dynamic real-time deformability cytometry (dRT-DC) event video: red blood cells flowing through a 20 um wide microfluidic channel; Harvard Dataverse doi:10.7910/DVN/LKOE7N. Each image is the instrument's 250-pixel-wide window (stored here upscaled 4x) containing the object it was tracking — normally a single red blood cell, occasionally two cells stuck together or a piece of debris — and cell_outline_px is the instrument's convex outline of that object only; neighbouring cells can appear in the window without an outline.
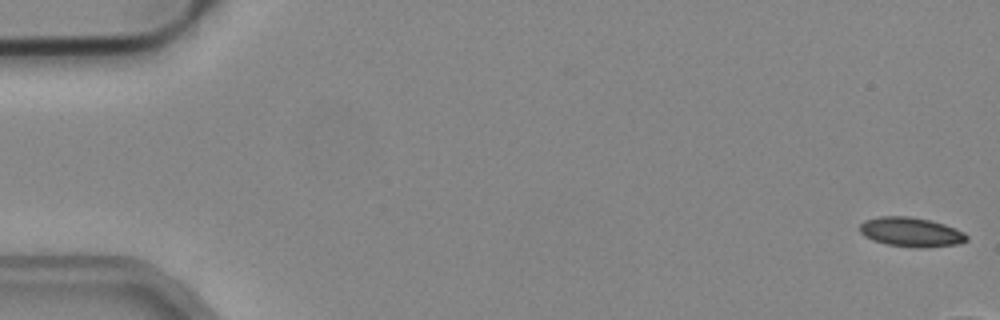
{"species": "common noctule bat (a hibernating species)", "species_latin": "Nyctalus noctula", "temperature_condition": "cold", "stored_images_in_passage": 14, "camera_frame_rate_fps": 3000, "um_per_image_px": 0.085, "animal": {"sex": "male", "body_mass_g": 19.2, "forearm_length_mm": 51.8}, "frame": {"image": 1, "passage_image": 1, "time_ms": 0.0, "image_size_px": [1000, 320], "cell_outline_px": [[968, 240], [956, 244], [924, 248], [912, 248], [888, 244], [872, 240], [864, 236], [860, 232], [860, 224], [864, 220], [880, 216], [908, 216], [932, 220], [944, 224], [964, 232], [968, 236]], "centroid_in_image_um": [77.43, 19.72], "position_along_channel_um": 7.6, "area_um2": 18.44}}